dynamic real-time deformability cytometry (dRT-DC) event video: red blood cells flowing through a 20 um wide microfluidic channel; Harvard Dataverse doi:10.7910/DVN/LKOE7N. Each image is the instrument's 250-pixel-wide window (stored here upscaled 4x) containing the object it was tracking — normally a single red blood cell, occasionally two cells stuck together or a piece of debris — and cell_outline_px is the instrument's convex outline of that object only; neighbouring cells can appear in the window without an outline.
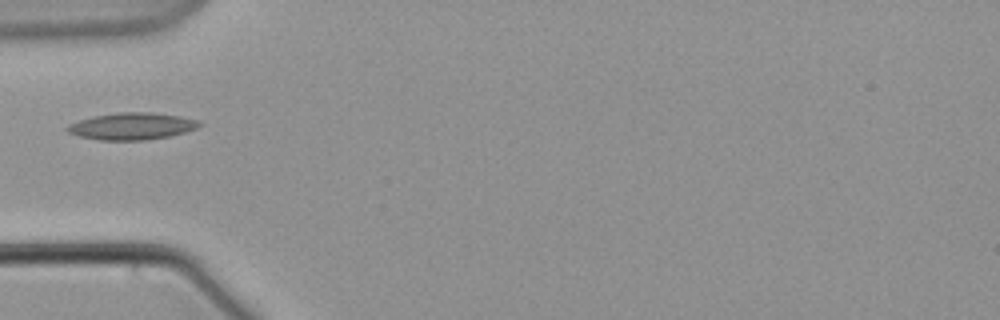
{"species": "common noctule bat (a hibernating species)", "species_latin": "Nyctalus noctula", "temperature_condition": "warm", "stored_images_in_passage": 40, "camera_frame_rate_fps": 3000, "um_per_image_px": 0.085, "animal": {"sex": "male", "body_mass_g": 21.5, "forearm_length_mm": 52.0}, "frame": {"image": 1, "passage_image": 1, "time_ms": 0.0, "image_size_px": [1000, 320], "cell_outline_px": [[204, 124], [196, 128], [184, 132], [168, 136], [144, 140], [100, 140], [80, 136], [68, 132], [64, 128], [68, 124], [92, 116], [120, 112], [152, 112], [180, 116], [200, 120]], "centroid_in_image_um": [11.22, 10.72], "position_along_channel_um": 73.8, "area_um2": 20.75}}
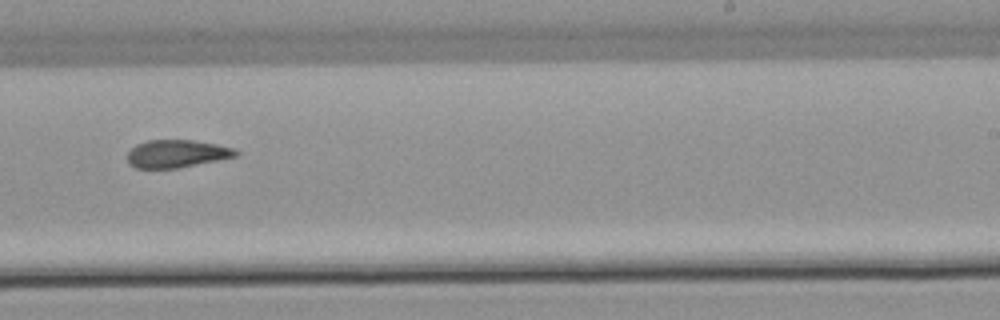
{"frame": {"image": 2, "passage_image": 18, "time_ms": 5.667, "image_size_px": [1000, 320], "cell_outline_px": [[240, 152], [236, 156], [176, 168], [136, 168], [128, 164], [128, 152], [136, 144], [148, 140], [192, 140], [216, 144], [236, 148]], "centroid_in_image_um": [15.01, 13.05], "position_along_channel_um": 274.0, "area_um2": 17.4}}
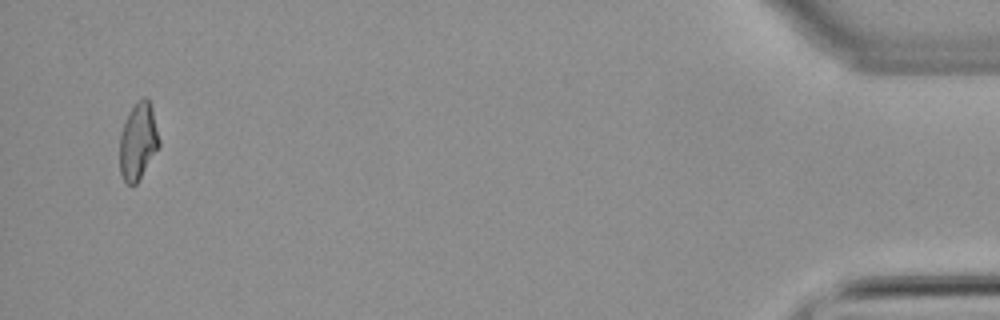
{"frame": {"image": 3, "passage_image": 38, "time_ms": 12.333, "image_size_px": [1000, 320], "cell_outline_px": [[160, 148], [136, 184], [128, 184], [124, 180], [120, 172], [120, 132], [128, 112], [144, 96], [148, 100], [152, 108], [160, 140]], "centroid_in_image_um": [11.75, 12.03], "position_along_channel_um": 423.5, "area_um2": 17.69}}